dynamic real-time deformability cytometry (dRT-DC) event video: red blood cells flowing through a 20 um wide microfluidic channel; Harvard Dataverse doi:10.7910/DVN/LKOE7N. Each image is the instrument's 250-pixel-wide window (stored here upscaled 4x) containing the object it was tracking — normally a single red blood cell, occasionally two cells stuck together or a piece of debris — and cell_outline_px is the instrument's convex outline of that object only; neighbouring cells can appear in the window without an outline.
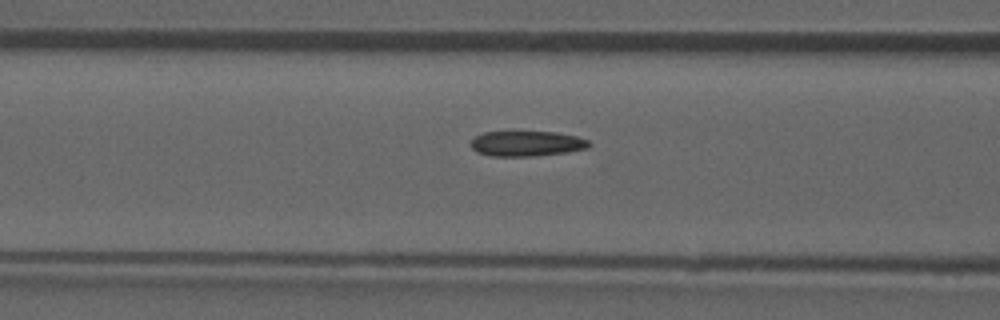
{"species": "common noctule bat (a hibernating species)", "species_latin": "Nyctalus noctula", "temperature_condition": "room temperature", "stored_images_in_passage": 8, "camera_frame_rate_fps": 3000, "um_per_image_px": 0.085, "animal": {"sex": "male", "forearm_length_mm": 52.5}, "frame": {"image": 1, "passage_image": 6, "time_ms": 1.667, "image_size_px": [1000, 320], "cell_outline_px": [[592, 144], [588, 148], [564, 152], [536, 156], [492, 156], [476, 152], [468, 144], [476, 136], [484, 132], [512, 128], [516, 128], [556, 132], [576, 136], [588, 140]], "centroid_in_image_um": [44.71, 12.14], "position_along_channel_um": 121.9, "area_um2": 18.5}}